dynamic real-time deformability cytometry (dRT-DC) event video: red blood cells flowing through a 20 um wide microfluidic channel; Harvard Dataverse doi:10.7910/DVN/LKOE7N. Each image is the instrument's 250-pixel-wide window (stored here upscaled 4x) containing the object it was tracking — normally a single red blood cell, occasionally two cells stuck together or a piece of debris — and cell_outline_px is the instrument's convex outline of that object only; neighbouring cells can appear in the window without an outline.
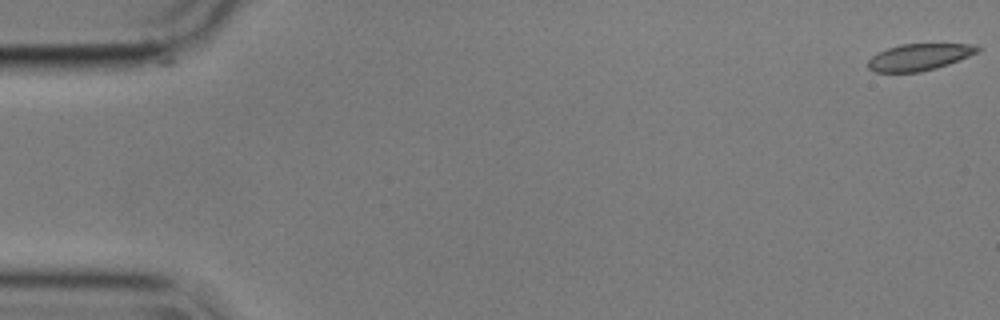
{"species": "common noctule bat (a hibernating species)", "species_latin": "Nyctalus noctula", "temperature_condition": "cold", "stored_images_in_passage": 56, "camera_frame_rate_fps": 3000, "um_per_image_px": 0.085, "animal": {"sex": "male", "body_mass_g": 17.9}, "frame": {"image": 1, "passage_image": 1, "time_ms": 0.0, "image_size_px": [1000, 320], "cell_outline_px": [[984, 48], [980, 52], [948, 64], [936, 68], [920, 72], [876, 72], [868, 68], [868, 60], [872, 56], [888, 48], [900, 44], [976, 44]], "centroid_in_image_um": [78.2, 4.84], "position_along_channel_um": 6.8, "area_um2": 17.11}}
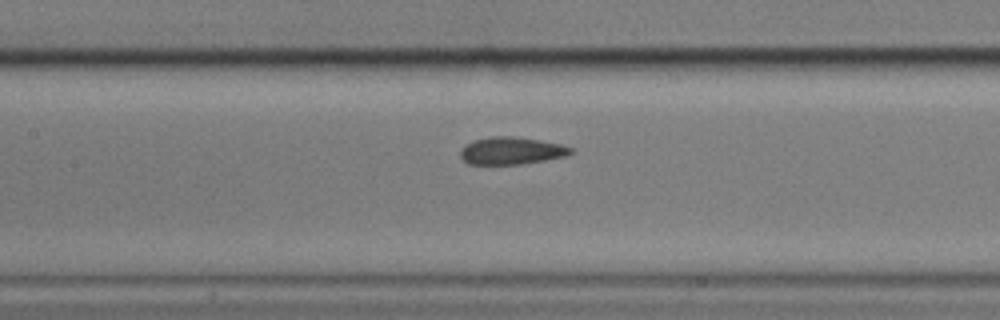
{"frame": {"image": 2, "passage_image": 26, "time_ms": 8.333, "image_size_px": [1000, 320], "cell_outline_px": [[572, 152], [564, 156], [544, 160], [520, 164], [468, 164], [460, 156], [460, 148], [476, 140], [492, 136], [512, 136], [540, 140], [560, 144], [572, 148]], "centroid_in_image_um": [43.44, 12.81], "position_along_channel_um": 164.0, "area_um2": 17.34}}
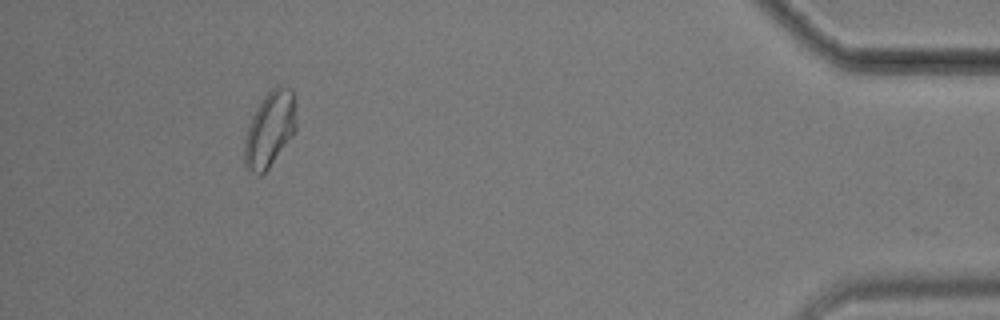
{"frame": {"image": 3, "passage_image": 52, "time_ms": 17.0, "image_size_px": [1000, 320], "cell_outline_px": [[296, 132], [268, 168], [260, 176], [244, 168], [244, 140], [248, 124], [260, 100], [276, 84], [280, 84], [292, 88], [296, 124]], "centroid_in_image_um": [22.91, 10.97], "position_along_channel_um": 412.3, "area_um2": 23.06}, "authors_computed_cell_mechanics": {"area_um2": 18.4382, "velocity_mm_per_s": 3.5631, "shape_relaxation_time_tau1_ms": null, "shape_relaxation_time_tau2_ms": 2.861, "deformation_change_tau1": null, "deformation_change_tau2": 0.0386}}